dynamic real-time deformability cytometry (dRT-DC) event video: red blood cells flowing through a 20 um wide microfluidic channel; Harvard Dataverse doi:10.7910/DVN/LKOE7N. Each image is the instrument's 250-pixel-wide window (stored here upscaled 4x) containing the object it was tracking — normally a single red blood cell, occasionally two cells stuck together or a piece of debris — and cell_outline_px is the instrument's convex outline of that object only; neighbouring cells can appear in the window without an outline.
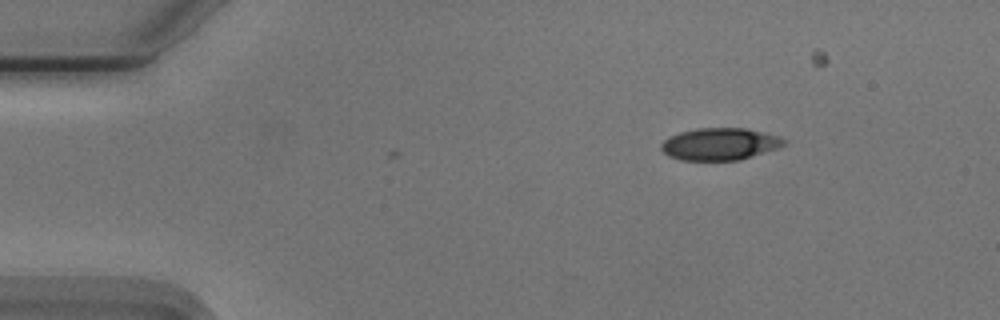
{"species": "Egyptian fruit bat (a non-hibernating species)", "species_latin": "Rousettus aegyptiacus", "temperature_condition": "cold", "stored_images_in_passage": 36, "camera_frame_rate_fps": 3000, "um_per_image_px": 0.085, "animal": {"sex": "male"}, "frame": {"image": 1, "passage_image": 1, "time_ms": 0.0, "image_size_px": [1000, 320], "cell_outline_px": [[788, 144], [740, 160], [680, 160], [668, 156], [660, 148], [660, 144], [664, 140], [680, 132], [700, 128], [744, 128], [776, 136], [788, 140]], "centroid_in_image_um": [61.17, 12.25], "position_along_channel_um": 23.8, "area_um2": 22.77}}
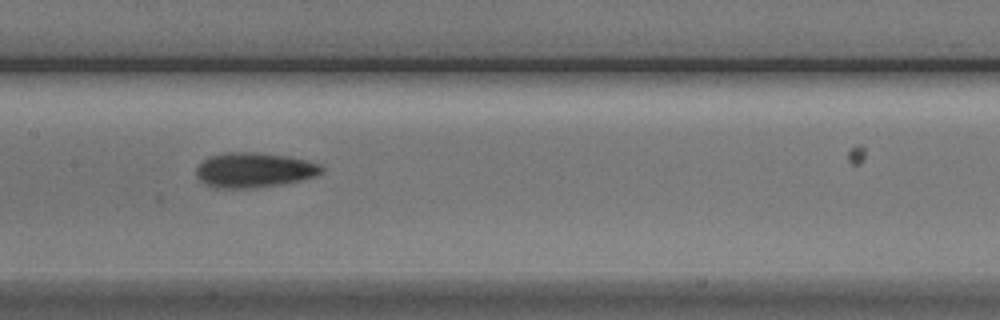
{"frame": {"image": 2, "passage_image": 20, "time_ms": 6.333, "image_size_px": [1000, 320], "cell_outline_px": [[324, 172], [316, 176], [300, 180], [280, 184], [256, 188], [212, 188], [204, 184], [196, 176], [196, 168], [204, 160], [212, 156], [228, 152], [260, 152], [288, 156], [320, 164], [324, 168]], "centroid_in_image_um": [21.6, 14.46], "position_along_channel_um": 185.8, "area_um2": 25.61}}
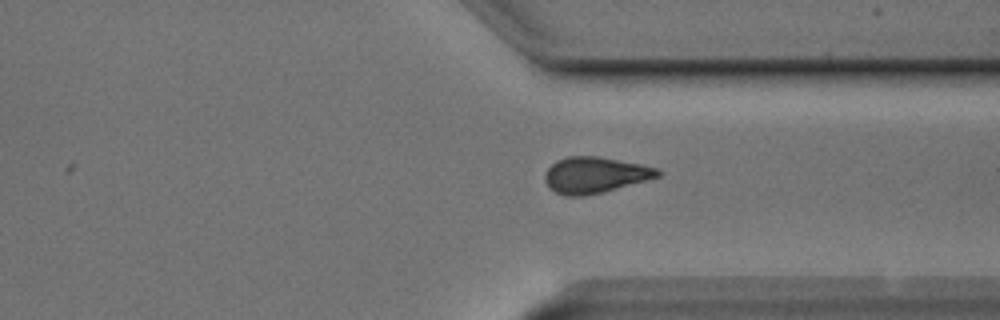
{"frame": {"image": 3, "passage_image": 34, "time_ms": 11.0, "image_size_px": [1000, 320], "cell_outline_px": [[664, 172], [660, 176], [600, 192], [584, 196], [564, 196], [548, 188], [544, 180], [544, 176], [548, 168], [556, 160], [568, 156], [596, 156], [640, 164], [656, 168]], "centroid_in_image_um": [50.52, 14.87], "position_along_channel_um": 360.9, "area_um2": 23.47}, "authors_computed_cell_mechanics": {"area_um2": 24.1604, "velocity_mm_per_s": 3.7539, "shape_relaxation_time_tau1_ms": 2.2894, "shape_relaxation_time_tau2_ms": 4.8218, "deformation_change_tau1": 0.0999, "deformation_change_tau2": 0.1207}}